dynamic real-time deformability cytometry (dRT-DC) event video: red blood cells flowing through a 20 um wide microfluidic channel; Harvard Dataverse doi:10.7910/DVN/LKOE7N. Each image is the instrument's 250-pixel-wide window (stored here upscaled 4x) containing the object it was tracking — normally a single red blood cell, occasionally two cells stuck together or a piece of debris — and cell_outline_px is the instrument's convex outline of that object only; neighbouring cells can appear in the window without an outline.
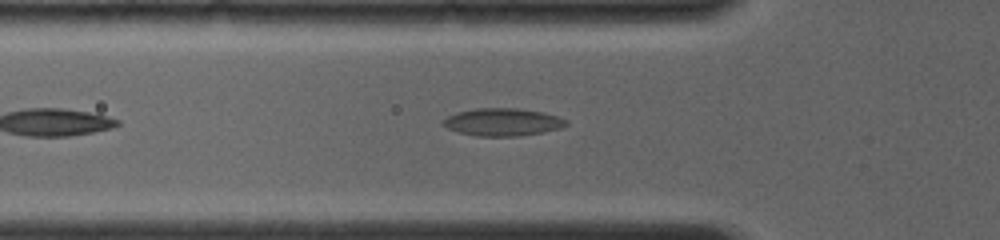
{"species": "common noctule bat (a hibernating species)", "species_latin": "Nyctalus noctula", "temperature_condition": "room temperature", "stored_images_in_passage": 45, "camera_frame_rate_fps": 4000, "um_per_image_px": 0.085, "animal": {"sex": "female", "body_mass_g": 19.0, "forearm_length_mm": 56.7}, "frame": {"image": 1, "passage_image": 10, "time_ms": 2.0, "image_size_px": [1000, 240], "cell_outline_px": [[568, 124], [560, 128], [544, 132], [520, 136], [476, 136], [456, 132], [440, 124], [448, 116], [456, 112], [476, 108], [516, 108], [544, 112], [568, 120]], "centroid_in_image_um": [42.71, 10.38], "position_along_channel_um": 83.1, "area_um2": 19.94}}
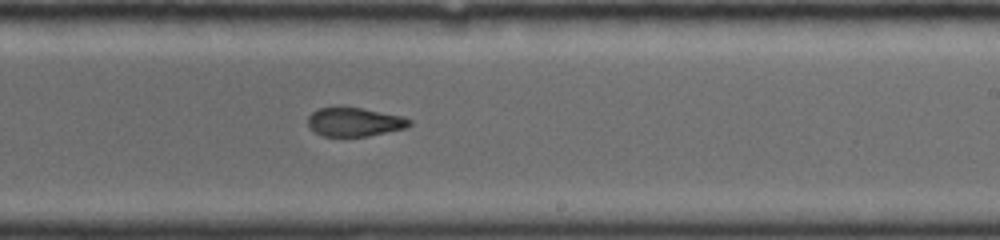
{"frame": {"image": 2, "passage_image": 25, "time_ms": 6.25, "image_size_px": [1000, 240], "cell_outline_px": [[412, 124], [404, 128], [368, 136], [324, 136], [316, 132], [308, 124], [308, 116], [312, 112], [320, 108], [340, 104], [400, 116], [412, 120]], "centroid_in_image_um": [30.09, 10.33], "position_along_channel_um": 258.9, "area_um2": 17.11}}
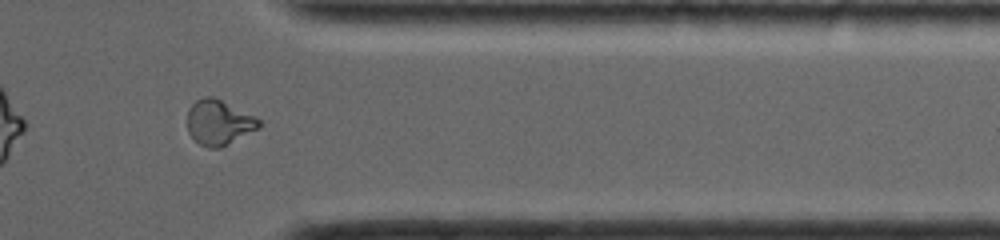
{"frame": {"image": 3, "passage_image": 40, "time_ms": 9.5, "image_size_px": [1000, 240], "cell_outline_px": [[260, 128], [220, 148], [208, 148], [200, 144], [188, 132], [188, 108], [196, 100], [204, 96], [212, 96], [256, 116], [260, 120]], "centroid_in_image_um": [18.61, 10.4], "position_along_channel_um": 392.8, "area_um2": 18.79}}